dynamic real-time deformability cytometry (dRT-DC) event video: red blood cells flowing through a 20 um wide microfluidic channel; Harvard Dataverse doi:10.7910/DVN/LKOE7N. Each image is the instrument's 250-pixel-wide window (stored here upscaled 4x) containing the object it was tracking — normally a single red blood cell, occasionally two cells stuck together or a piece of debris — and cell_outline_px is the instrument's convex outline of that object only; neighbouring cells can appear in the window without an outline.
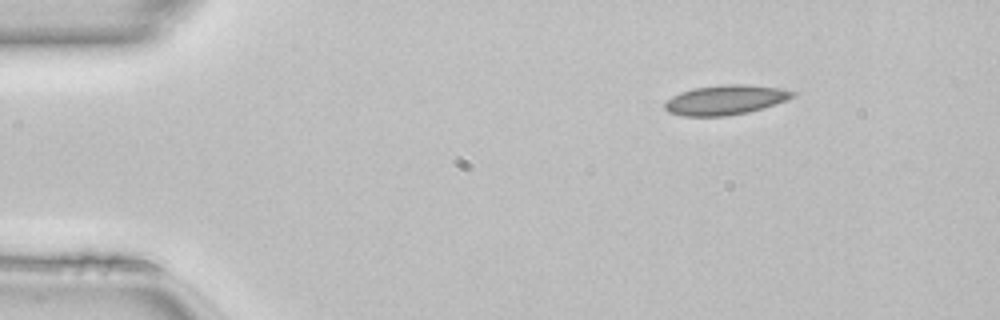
{"species": "common noctule bat (a hibernating species)", "species_latin": "Nyctalus noctula", "temperature_condition": "room temperature", "stored_images_in_passage": 43, "camera_frame_rate_fps": 3000, "um_per_image_px": 0.085, "animal": {"sex": "female", "body_mass_g": 22.7, "forearm_length_mm": 54.2}, "frame": {"image": 1, "passage_image": 1, "time_ms": 0.0, "image_size_px": [1000, 320], "cell_outline_px": [[796, 96], [788, 100], [764, 108], [748, 112], [724, 116], [684, 116], [668, 112], [664, 108], [664, 104], [672, 96], [680, 92], [692, 88], [724, 84], [748, 84], [780, 88], [796, 92]], "centroid_in_image_um": [61.69, 8.48], "position_along_channel_um": 23.3, "area_um2": 22.31}}
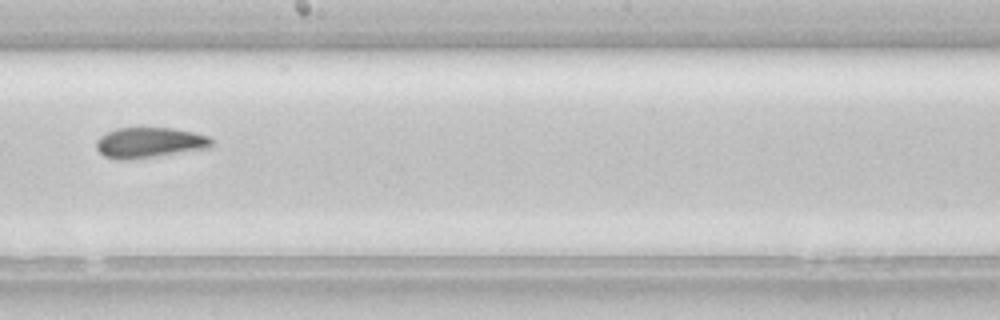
{"frame": {"image": 2, "passage_image": 22, "time_ms": 7.0, "image_size_px": [1000, 320], "cell_outline_px": [[212, 148], [128, 160], [116, 160], [104, 156], [96, 148], [96, 140], [100, 136], [116, 128], [172, 128], [192, 132], [208, 136], [212, 140]], "centroid_in_image_um": [12.7, 12.13], "position_along_channel_um": 235.5, "area_um2": 20.52}}
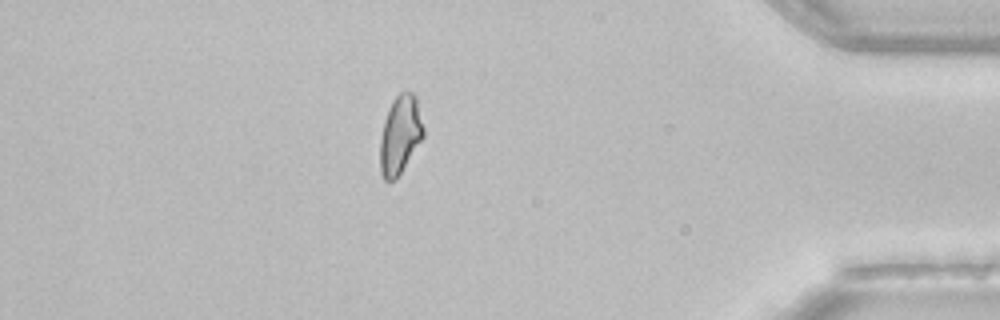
{"frame": {"image": 3, "passage_image": 37, "time_ms": 12.0, "image_size_px": [1000, 320], "cell_outline_px": [[424, 136], [396, 180], [384, 180], [380, 172], [380, 140], [384, 120], [388, 108], [392, 100], [400, 92], [412, 92], [416, 96], [424, 128]], "centroid_in_image_um": [34.01, 11.45], "position_along_channel_um": 401.2, "area_um2": 19.88}, "authors_computed_cell_mechanics": {"area_um2": 20.519, "velocity_mm_per_s": 4.1427, "shape_relaxation_time_tau1_ms": null, "shape_relaxation_time_tau2_ms": 7.6211, "deformation_change_tau1": null, "deformation_change_tau2": 0.1302}}